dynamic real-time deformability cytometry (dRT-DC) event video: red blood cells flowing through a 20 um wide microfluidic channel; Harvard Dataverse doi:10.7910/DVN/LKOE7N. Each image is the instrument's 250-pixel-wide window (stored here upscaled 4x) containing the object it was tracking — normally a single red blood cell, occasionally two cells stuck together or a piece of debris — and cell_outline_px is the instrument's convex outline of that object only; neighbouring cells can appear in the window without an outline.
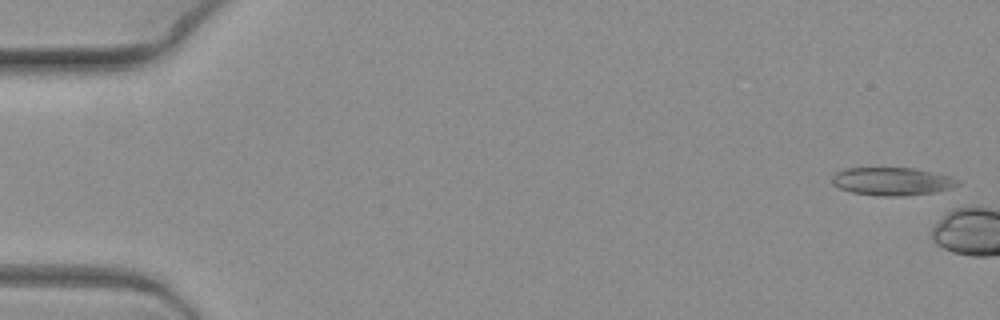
{"species": "common noctule bat (a hibernating species)", "species_latin": "Nyctalus noctula", "temperature_condition": "warm", "stored_images_in_passage": 10, "camera_frame_rate_fps": 3000, "um_per_image_px": 0.085, "animal": {"sex": "female", "body_mass_g": 19.3, "forearm_length_mm": 54.1}, "frame": {"image": 1, "passage_image": 1, "time_ms": 0.0, "image_size_px": [1000, 320], "cell_outline_px": [[960, 184], [952, 188], [936, 192], [904, 196], [880, 196], [852, 192], [840, 188], [832, 184], [832, 176], [836, 172], [844, 168], [912, 168], [952, 176], [960, 180]], "centroid_in_image_um": [75.86, 15.42], "position_along_channel_um": 9.1, "area_um2": 20.63}}
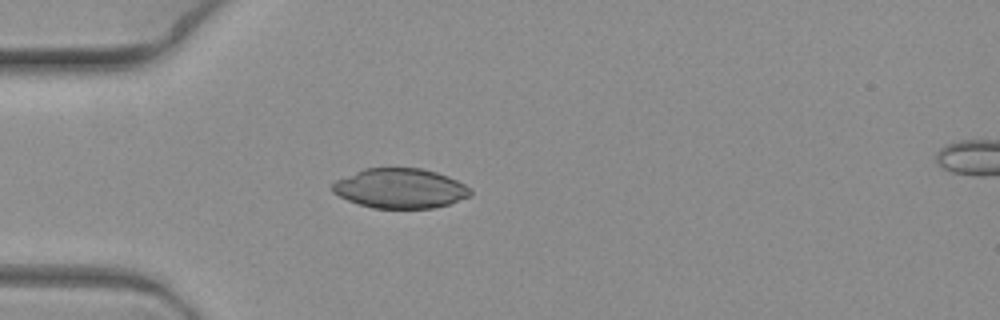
{"frame": {"image": 2, "passage_image": 7, "time_ms": 2.0, "image_size_px": [1000, 320], "cell_outline_px": [[472, 196], [448, 204], [432, 208], [372, 208], [348, 200], [332, 192], [332, 184], [336, 180], [364, 168], [420, 168], [436, 172], [448, 176], [472, 188]], "centroid_in_image_um": [34.04, 16.01], "position_along_channel_um": 51.0, "area_um2": 31.96}}